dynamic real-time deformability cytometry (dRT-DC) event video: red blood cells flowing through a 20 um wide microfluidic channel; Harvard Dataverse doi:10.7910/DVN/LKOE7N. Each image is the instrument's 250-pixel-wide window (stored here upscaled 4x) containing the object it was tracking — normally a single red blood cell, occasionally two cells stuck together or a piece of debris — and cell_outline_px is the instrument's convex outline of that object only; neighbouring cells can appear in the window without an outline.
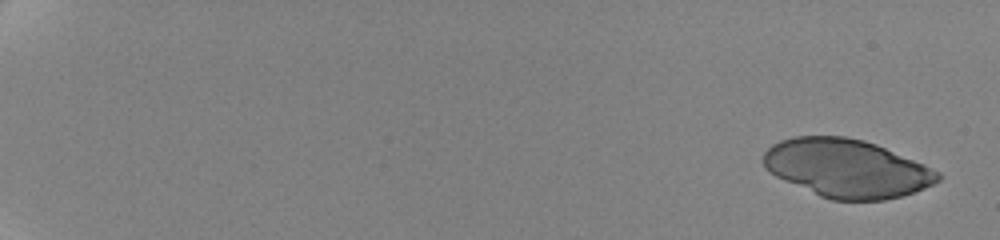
{"species": "human", "species_latin": "Homo sapiens", "temperature_condition": "cold", "stored_images_in_passage": 13, "camera_frame_rate_fps": 3000, "um_per_image_px": 0.085, "donor": {"sex": "female"}, "frame": {"image": 1, "passage_image": 1, "time_ms": 0.0, "image_size_px": [1000, 240], "cell_outline_px": [[940, 180], [924, 188], [900, 196], [884, 200], [832, 200], [820, 196], [784, 180], [768, 172], [764, 168], [764, 152], [772, 144], [780, 140], [792, 136], [844, 136], [864, 140], [876, 144], [924, 164], [940, 172]], "centroid_in_image_um": [71.95, 14.3], "position_along_channel_um": 13.0, "area_um2": 59.01}}